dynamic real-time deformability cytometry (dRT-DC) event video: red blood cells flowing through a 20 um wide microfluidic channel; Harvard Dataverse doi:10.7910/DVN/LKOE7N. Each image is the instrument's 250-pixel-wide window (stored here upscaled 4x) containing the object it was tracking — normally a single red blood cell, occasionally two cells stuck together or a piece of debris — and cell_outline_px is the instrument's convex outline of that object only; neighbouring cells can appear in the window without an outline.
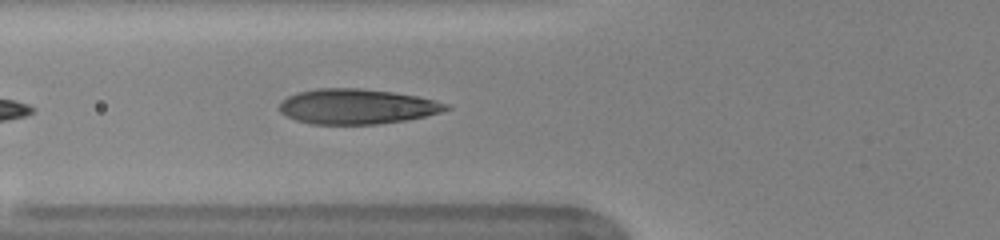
{"species": "human", "species_latin": "Homo sapiens", "temperature_condition": "warm", "stored_images_in_passage": 33, "camera_frame_rate_fps": 3000, "um_per_image_px": 0.085, "donor": {"sex": "female"}, "frame": {"image": 1, "passage_image": 6, "time_ms": 1.667, "image_size_px": [1000, 240], "cell_outline_px": [[452, 108], [440, 112], [408, 120], [376, 124], [312, 124], [296, 120], [280, 112], [280, 104], [288, 96], [296, 92], [316, 88], [360, 88], [392, 92], [416, 96], [448, 104]], "centroid_in_image_um": [30.32, 9.05], "position_along_channel_um": 95.5, "area_um2": 33.93}, "authors_computed_cell_mechanics": {"area_um2": 34.4488, "velocity_mm_per_s": 3.9907, "shape_relaxation_time_tau1_ms": 3.7617, "shape_relaxation_time_tau2_ms": null, "deformation_change_tau1": 0.1802, "deformation_change_tau2": null}}